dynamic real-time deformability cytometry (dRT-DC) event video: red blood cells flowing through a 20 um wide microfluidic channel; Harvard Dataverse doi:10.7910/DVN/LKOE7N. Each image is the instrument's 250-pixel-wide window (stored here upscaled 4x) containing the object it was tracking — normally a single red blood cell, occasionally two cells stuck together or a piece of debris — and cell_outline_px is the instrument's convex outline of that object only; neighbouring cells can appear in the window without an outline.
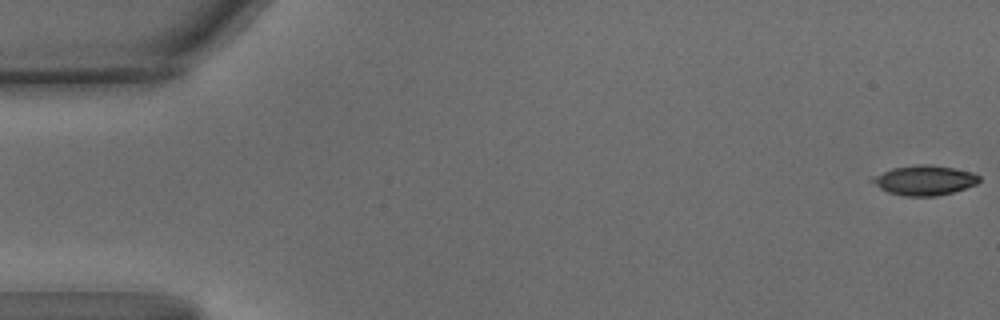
{"species": "common noctule bat (a hibernating species)", "species_latin": "Nyctalus noctula", "temperature_condition": "warm", "stored_images_in_passage": 23, "camera_frame_rate_fps": 3000, "um_per_image_px": 0.085, "animal": {"sex": "male", "body_mass_g": 15.6}, "frame": {"image": 1, "passage_image": 1, "time_ms": 0.0, "image_size_px": [1000, 320], "cell_outline_px": [[980, 180], [976, 184], [952, 192], [936, 196], [904, 196], [888, 192], [880, 188], [868, 176], [892, 168], [920, 164], [928, 164], [952, 168], [972, 172], [980, 176]], "centroid_in_image_um": [78.54, 15.31], "position_along_channel_um": 6.5, "area_um2": 18.5}}
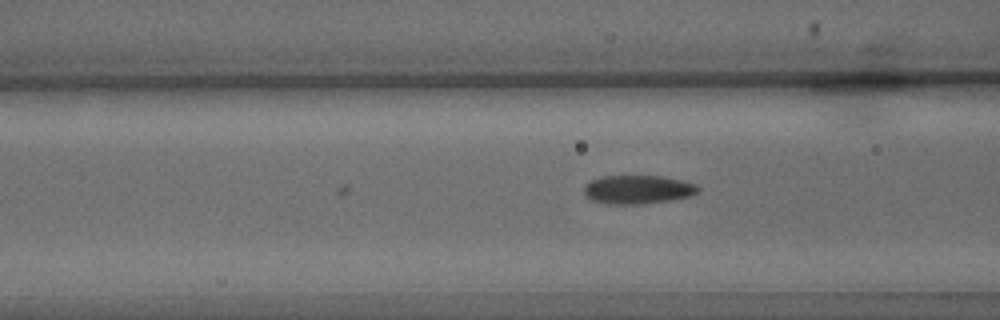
{"frame": {"image": 2, "passage_image": 23, "time_ms": 7.333, "image_size_px": [1000, 320], "cell_outline_px": [[700, 192], [692, 196], [672, 200], [644, 204], [604, 204], [592, 200], [584, 192], [584, 184], [600, 176], [660, 176], [680, 180], [696, 184], [700, 188]], "centroid_in_image_um": [54.24, 16.12], "position_along_channel_um": 112.4, "area_um2": 19.25}}